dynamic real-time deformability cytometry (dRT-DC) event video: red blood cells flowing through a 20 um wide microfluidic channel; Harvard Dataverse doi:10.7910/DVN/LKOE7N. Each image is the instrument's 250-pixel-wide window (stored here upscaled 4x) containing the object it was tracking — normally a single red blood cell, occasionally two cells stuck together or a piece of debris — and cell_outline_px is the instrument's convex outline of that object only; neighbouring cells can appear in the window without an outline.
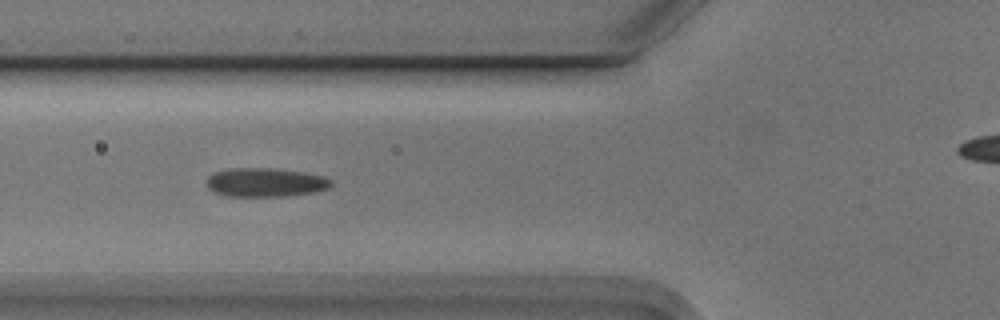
{"species": "Egyptian fruit bat (a non-hibernating species)", "species_latin": "Rousettus aegyptiacus", "temperature_condition": "cold", "stored_images_in_passage": 5, "camera_frame_rate_fps": 3000, "um_per_image_px": 0.085, "animal": {"sex": "male"}, "frame": {"image": 1, "passage_image": 5, "time_ms": 1.333, "image_size_px": [1000, 320], "cell_outline_px": [[332, 184], [328, 188], [312, 192], [284, 196], [224, 196], [212, 192], [208, 188], [208, 176], [216, 172], [232, 168], [272, 168], [300, 172], [324, 176], [332, 180]], "centroid_in_image_um": [22.53, 15.51], "position_along_channel_um": 103.3, "area_um2": 20.75}}